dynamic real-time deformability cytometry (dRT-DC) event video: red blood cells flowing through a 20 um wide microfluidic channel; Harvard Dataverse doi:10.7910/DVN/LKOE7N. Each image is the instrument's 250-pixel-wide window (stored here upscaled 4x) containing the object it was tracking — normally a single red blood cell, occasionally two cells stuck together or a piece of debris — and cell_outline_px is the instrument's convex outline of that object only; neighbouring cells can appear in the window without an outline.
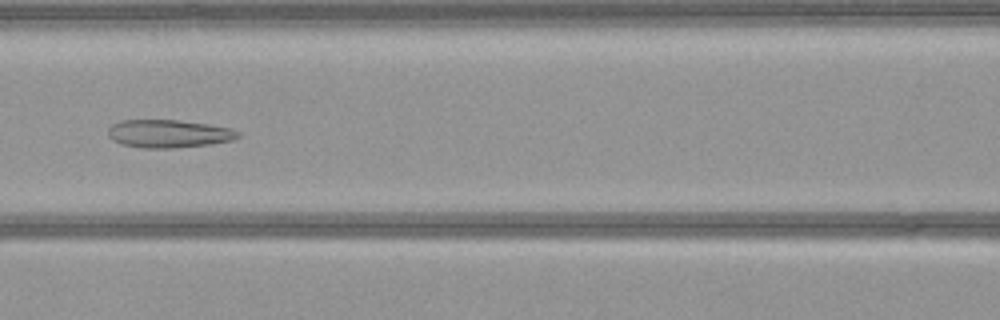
{"species": "common noctule bat (a hibernating species)", "species_latin": "Nyctalus noctula", "temperature_condition": "warm", "stored_images_in_passage": 50, "camera_frame_rate_fps": 3000, "um_per_image_px": 0.085, "animal": {"sex": "female", "body_mass_g": 21.9}, "frame": {"image": 1, "passage_image": 20, "time_ms": 6.333, "image_size_px": [1000, 320], "cell_outline_px": [[240, 136], [236, 140], [212, 144], [176, 148], [144, 148], [120, 144], [112, 140], [108, 136], [108, 128], [112, 124], [120, 120], [176, 120], [208, 124], [228, 128], [240, 132]], "centroid_in_image_um": [14.33, 11.37], "position_along_channel_um": 152.3, "area_um2": 21.39}}
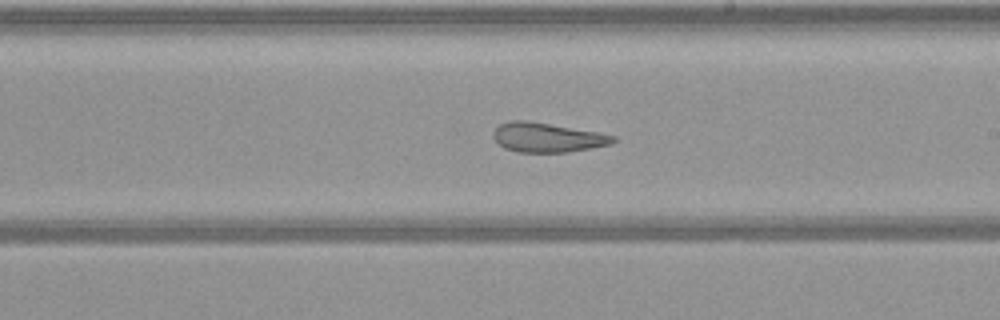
{"frame": {"image": 2, "passage_image": 27, "time_ms": 8.667, "image_size_px": [1000, 320], "cell_outline_px": [[616, 140], [612, 144], [592, 148], [568, 152], [516, 152], [504, 148], [492, 136], [492, 132], [500, 124], [508, 120], [528, 120], [600, 132], [616, 136]], "centroid_in_image_um": [46.53, 11.67], "position_along_channel_um": 242.5, "area_um2": 20.81}}
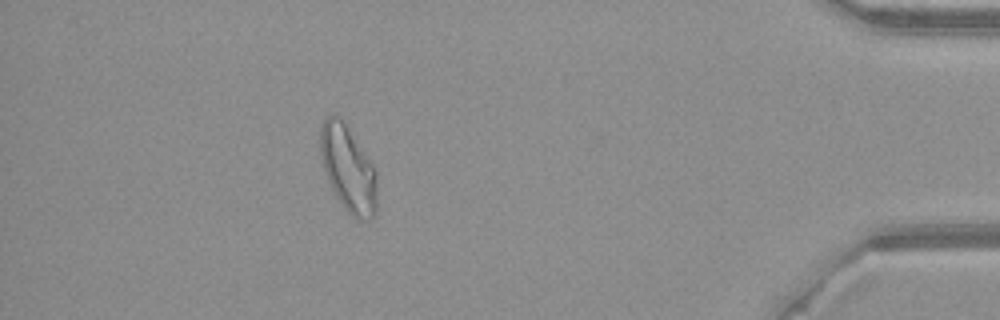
{"frame": {"image": 3, "passage_image": 44, "time_ms": 14.333, "image_size_px": [1000, 320], "cell_outline_px": [[376, 212], [368, 220], [360, 220], [352, 216], [344, 208], [336, 196], [324, 172], [320, 156], [320, 128], [324, 120], [328, 116], [340, 116], [372, 164], [376, 172]], "centroid_in_image_um": [29.57, 14.36], "position_along_channel_um": 405.6, "area_um2": 28.15}}